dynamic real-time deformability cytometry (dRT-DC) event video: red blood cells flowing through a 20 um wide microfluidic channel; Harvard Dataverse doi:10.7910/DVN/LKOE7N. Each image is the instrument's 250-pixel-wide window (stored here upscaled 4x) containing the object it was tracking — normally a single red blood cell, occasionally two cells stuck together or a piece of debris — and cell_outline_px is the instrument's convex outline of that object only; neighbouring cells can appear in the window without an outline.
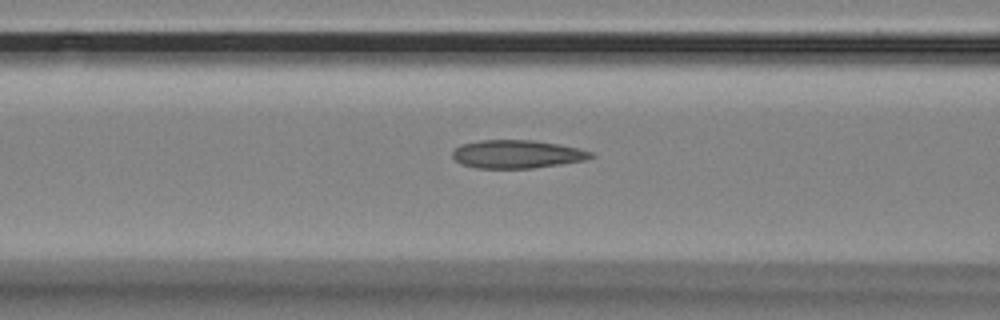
{"species": "Egyptian fruit bat (a non-hibernating species)", "species_latin": "Rousettus aegyptiacus", "temperature_condition": "room temperature", "stored_images_in_passage": 15, "camera_frame_rate_fps": 3000, "um_per_image_px": 0.085, "animal": {"sex": "female"}, "frame": {"image": 1, "passage_image": 9, "time_ms": 2.667, "image_size_px": [1000, 320], "cell_outline_px": [[596, 156], [584, 160], [560, 164], [532, 168], [476, 168], [460, 164], [452, 156], [452, 152], [460, 144], [480, 140], [536, 140], [560, 144], [592, 152]], "centroid_in_image_um": [43.92, 13.1], "position_along_channel_um": 122.7, "area_um2": 22.77}}
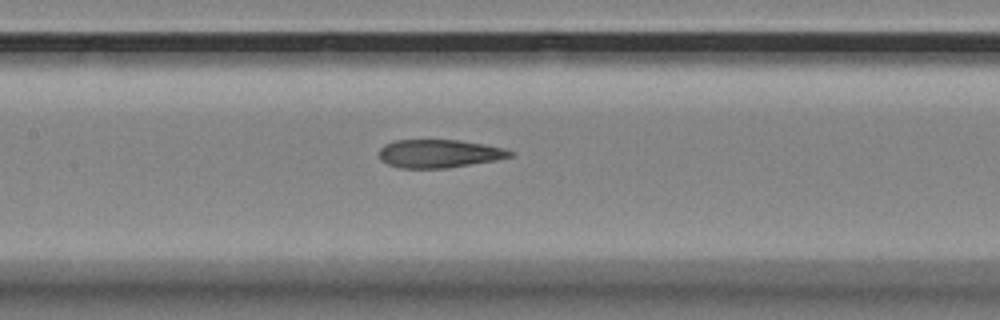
{"frame": {"image": 2, "passage_image": 13, "time_ms": 4.0, "image_size_px": [1000, 320], "cell_outline_px": [[516, 152], [512, 156], [496, 160], [448, 168], [400, 168], [388, 164], [380, 160], [380, 148], [384, 144], [396, 140], [460, 140], [484, 144], [504, 148]], "centroid_in_image_um": [37.34, 13.05], "position_along_channel_um": 170.1, "area_um2": 21.62}}